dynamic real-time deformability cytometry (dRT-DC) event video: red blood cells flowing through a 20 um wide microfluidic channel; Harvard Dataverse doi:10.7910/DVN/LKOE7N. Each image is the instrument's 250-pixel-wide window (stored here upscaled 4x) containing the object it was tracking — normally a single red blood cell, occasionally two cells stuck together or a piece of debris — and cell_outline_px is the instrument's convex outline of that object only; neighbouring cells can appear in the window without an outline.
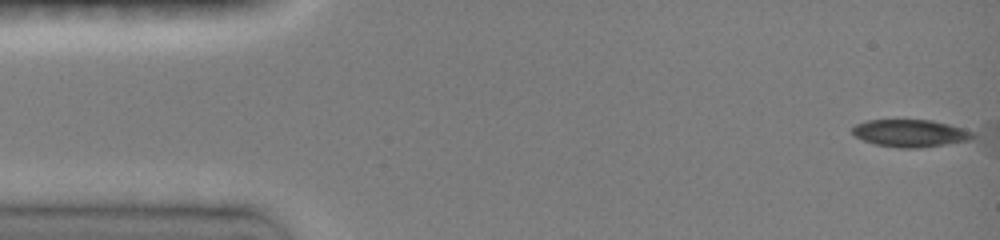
{"species": "common noctule bat (a hibernating species)", "species_latin": "Nyctalus noctula", "temperature_condition": "room temperature", "stored_images_in_passage": 3, "camera_frame_rate_fps": 3000, "um_per_image_px": 0.085, "animal": {"sex": "female", "body_mass_g": 19.0, "forearm_length_mm": 51.5}, "frame": {"image": 1, "passage_image": 1, "time_ms": 0.0, "image_size_px": [1000, 240], "cell_outline_px": [[976, 136], [968, 140], [916, 148], [900, 148], [876, 144], [864, 140], [856, 136], [852, 132], [852, 128], [856, 124], [868, 120], [932, 120], [976, 128]], "centroid_in_image_um": [77.52, 11.3], "position_along_channel_um": 7.5, "area_um2": 19.54}}